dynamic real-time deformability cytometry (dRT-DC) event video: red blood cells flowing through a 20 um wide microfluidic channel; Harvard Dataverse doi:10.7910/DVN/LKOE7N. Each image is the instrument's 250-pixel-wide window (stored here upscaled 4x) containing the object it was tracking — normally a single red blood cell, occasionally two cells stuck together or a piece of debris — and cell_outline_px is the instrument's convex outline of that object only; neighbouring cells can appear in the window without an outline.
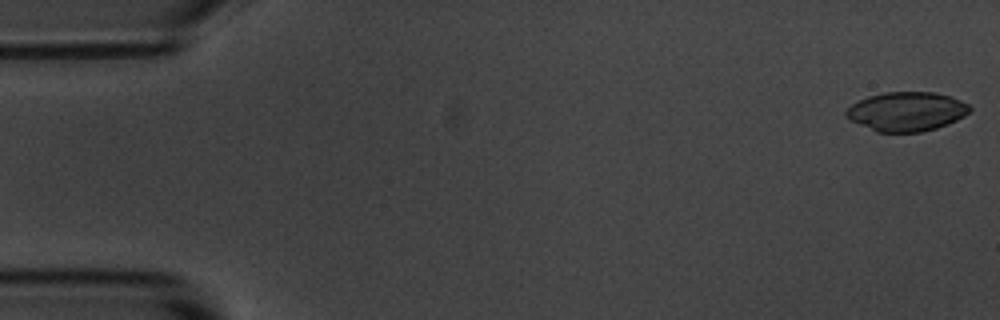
{"species": "common noctule bat (a hibernating species)", "species_latin": "Nyctalus noctula", "temperature_condition": "room temperature", "stored_images_in_passage": 54, "camera_frame_rate_fps": 3000, "um_per_image_px": 0.085, "animal": {"sex": "male", "body_mass_g": 20.1, "forearm_length_mm": 53.5}, "frame": {"image": 1, "passage_image": 1, "time_ms": 0.0, "image_size_px": [1000, 320], "cell_outline_px": [[972, 108], [964, 116], [948, 124], [936, 128], [920, 132], [876, 132], [848, 120], [844, 116], [844, 112], [852, 104], [868, 96], [884, 92], [936, 92], [952, 96], [968, 104]], "centroid_in_image_um": [77.04, 9.48], "position_along_channel_um": 8.0, "area_um2": 28.44}}
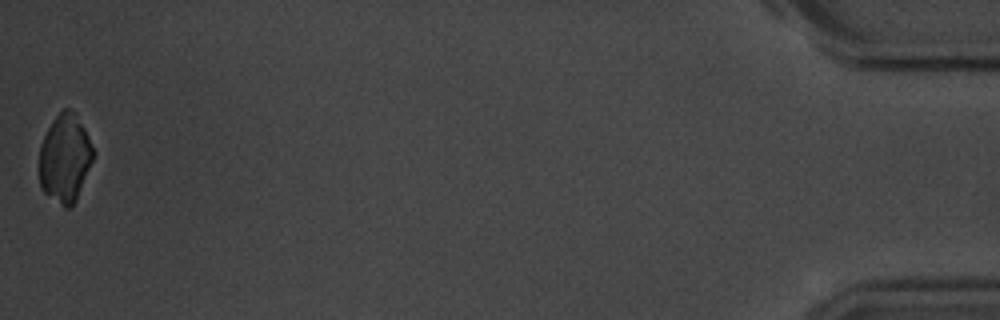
{"frame": {"image": 2, "passage_image": 54, "time_ms": 17.667, "image_size_px": [1000, 320], "cell_outline_px": [[96, 152], [76, 200], [68, 208], [64, 208], [44, 192], [40, 188], [40, 144], [52, 120], [64, 108], [68, 108], [76, 112]], "centroid_in_image_um": [5.53, 13.43], "position_along_channel_um": 429.7, "area_um2": 27.74}}